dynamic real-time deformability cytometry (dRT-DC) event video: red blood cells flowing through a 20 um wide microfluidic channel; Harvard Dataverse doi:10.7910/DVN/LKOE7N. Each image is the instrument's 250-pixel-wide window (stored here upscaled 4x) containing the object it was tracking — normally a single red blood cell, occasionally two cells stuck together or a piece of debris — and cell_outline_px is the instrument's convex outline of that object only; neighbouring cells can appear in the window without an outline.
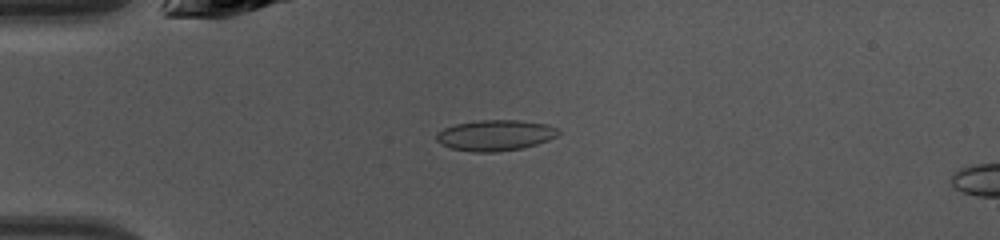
{"species": "common noctule bat (a hibernating species)", "species_latin": "Nyctalus noctula", "temperature_condition": "warm", "stored_images_in_passage": 46, "camera_frame_rate_fps": 3000, "um_per_image_px": 0.085, "animal": {"sex": "female", "body_mass_g": 10.0, "forearm_length_mm": 53.1}, "frame": {"image": 1, "passage_image": 12, "time_ms": 3.667, "image_size_px": [1000, 240], "cell_outline_px": [[560, 132], [556, 136], [548, 140], [536, 144], [520, 148], [496, 152], [476, 152], [452, 148], [440, 144], [436, 140], [436, 132], [444, 128], [456, 124], [480, 120], [520, 120], [548, 124], [556, 128]], "centroid_in_image_um": [42.08, 11.49], "position_along_channel_um": 42.9, "area_um2": 21.79}}
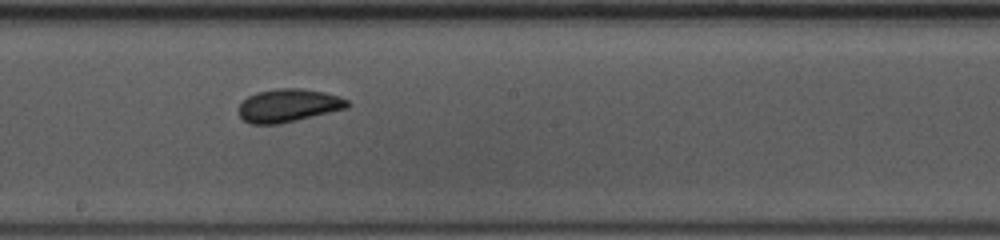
{"frame": {"image": 2, "passage_image": 26, "time_ms": 8.333, "image_size_px": [1000, 240], "cell_outline_px": [[352, 104], [348, 108], [280, 124], [252, 124], [244, 120], [240, 116], [240, 104], [248, 96], [256, 92], [276, 88], [300, 88], [324, 92], [348, 100]], "centroid_in_image_um": [24.53, 8.96], "position_along_channel_um": 223.7, "area_um2": 20.92}}
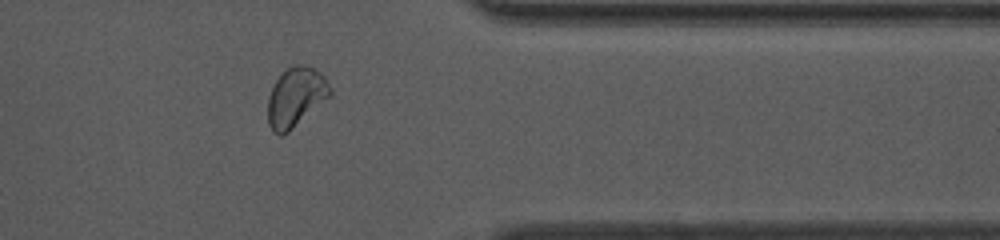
{"frame": {"image": 3, "passage_image": 38, "time_ms": 12.333, "image_size_px": [1000, 240], "cell_outline_px": [[332, 96], [288, 132], [280, 136], [272, 132], [268, 124], [268, 96], [276, 80], [292, 64], [296, 64], [312, 68], [320, 72], [324, 76], [332, 88]], "centroid_in_image_um": [25.16, 8.28], "position_along_channel_um": 386.2, "area_um2": 21.62}, "authors_computed_cell_mechanics": {"area_um2": 21.097, "velocity_mm_per_s": 4.2931, "shape_relaxation_time_tau1_ms": 2.4293, "shape_relaxation_time_tau2_ms": 1.1567, "deformation_change_tau1": 0.0735, "deformation_change_tau2": 0.0607}}